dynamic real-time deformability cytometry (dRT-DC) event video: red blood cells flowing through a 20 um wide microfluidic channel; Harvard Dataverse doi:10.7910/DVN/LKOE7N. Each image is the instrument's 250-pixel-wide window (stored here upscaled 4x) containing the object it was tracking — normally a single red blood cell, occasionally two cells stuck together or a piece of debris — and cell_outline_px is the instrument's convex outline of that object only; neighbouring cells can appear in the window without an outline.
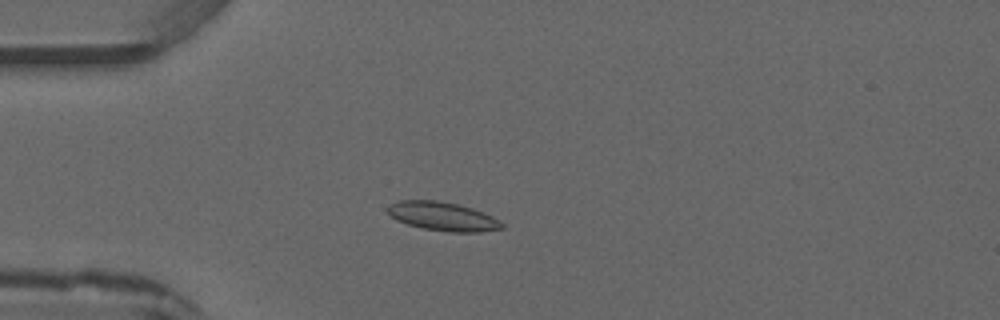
{"species": "common noctule bat (a hibernating species)", "species_latin": "Nyctalus noctula", "temperature_condition": "warm", "stored_images_in_passage": 4, "camera_frame_rate_fps": 3000, "um_per_image_px": 0.085, "animal": {"sex": "male", "forearm_length_mm": 52.5}, "frame": {"image": 1, "passage_image": 3, "time_ms": 3.333, "image_size_px": [1000, 320], "cell_outline_px": [[504, 228], [480, 232], [448, 232], [424, 228], [408, 224], [396, 220], [384, 208], [400, 200], [436, 200], [456, 204], [472, 208], [484, 212], [492, 216], [504, 224]], "centroid_in_image_um": [37.64, 18.39], "position_along_channel_um": 47.4, "area_um2": 19.07}}